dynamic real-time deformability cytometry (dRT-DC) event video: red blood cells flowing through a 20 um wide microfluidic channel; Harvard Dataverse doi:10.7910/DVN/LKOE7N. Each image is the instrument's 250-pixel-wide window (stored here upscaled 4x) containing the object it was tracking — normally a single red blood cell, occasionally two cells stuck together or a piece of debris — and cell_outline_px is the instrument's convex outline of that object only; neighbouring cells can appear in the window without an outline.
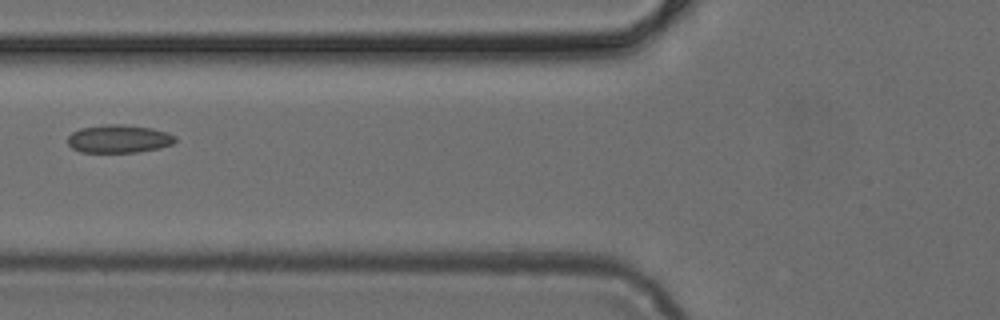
{"species": "common noctule bat (a hibernating species)", "species_latin": "Nyctalus noctula", "temperature_condition": "cold", "stored_images_in_passage": 3, "camera_frame_rate_fps": 3000, "um_per_image_px": 0.085, "animal": {"sex": "female", "body_mass_g": 24.6, "forearm_length_mm": 56.2}, "frame": {"image": 1, "passage_image": 2, "time_ms": 0.333, "image_size_px": [1000, 320], "cell_outline_px": [[176, 140], [172, 144], [160, 148], [136, 152], [80, 152], [72, 148], [68, 144], [68, 136], [72, 132], [80, 128], [104, 124], [124, 124], [152, 128], [168, 132], [176, 136]], "centroid_in_image_um": [10.1, 11.79], "position_along_channel_um": 115.7, "area_um2": 17.74}}
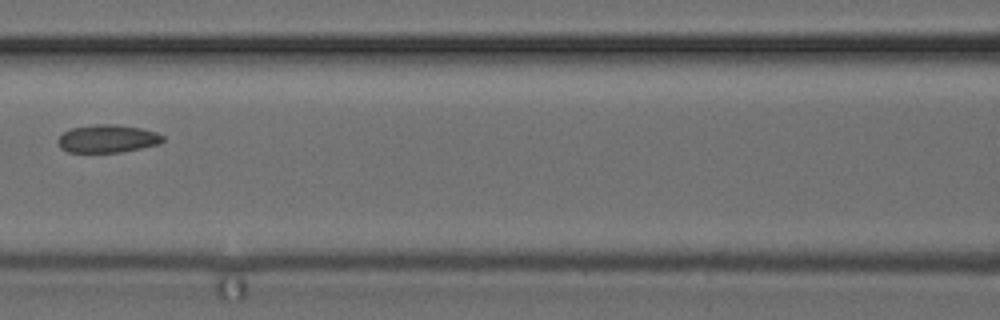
{"frame": {"image": 2, "passage_image": 3, "time_ms": 0.667, "image_size_px": [1000, 320], "cell_outline_px": [[164, 140], [160, 144], [120, 152], [68, 152], [60, 148], [56, 140], [64, 132], [72, 128], [96, 124], [112, 124], [140, 128], [156, 132], [164, 136]], "centroid_in_image_um": [9.13, 11.79], "position_along_channel_um": 157.5, "area_um2": 16.99}}